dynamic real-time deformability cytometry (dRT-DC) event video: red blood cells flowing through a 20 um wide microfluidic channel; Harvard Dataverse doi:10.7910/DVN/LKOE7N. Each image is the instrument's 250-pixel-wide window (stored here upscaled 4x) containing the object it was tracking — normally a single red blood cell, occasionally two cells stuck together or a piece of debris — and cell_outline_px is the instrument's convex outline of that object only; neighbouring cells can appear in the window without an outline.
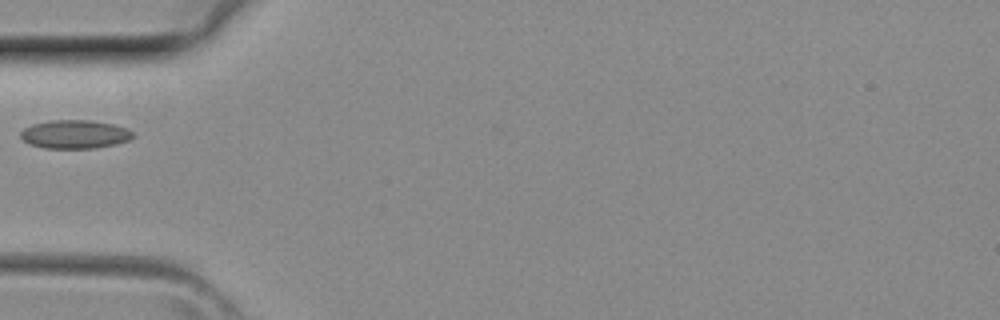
{"species": "common noctule bat (a hibernating species)", "species_latin": "Nyctalus noctula", "temperature_condition": "room temperature", "stored_images_in_passage": 1, "camera_frame_rate_fps": 3000, "um_per_image_px": 0.085, "animal": {"sex": "female", "body_mass_g": 29.2, "forearm_length_mm": 56.3}, "frame": {"image": 1, "passage_image": 1, "time_ms": 0.0, "image_size_px": [1000, 320], "cell_outline_px": [[136, 136], [128, 140], [116, 144], [96, 148], [44, 148], [28, 144], [20, 136], [20, 132], [24, 128], [32, 124], [52, 120], [88, 120], [116, 124], [128, 128], [136, 132]], "centroid_in_image_um": [6.41, 11.41], "position_along_channel_um": 78.6, "area_um2": 18.96}}